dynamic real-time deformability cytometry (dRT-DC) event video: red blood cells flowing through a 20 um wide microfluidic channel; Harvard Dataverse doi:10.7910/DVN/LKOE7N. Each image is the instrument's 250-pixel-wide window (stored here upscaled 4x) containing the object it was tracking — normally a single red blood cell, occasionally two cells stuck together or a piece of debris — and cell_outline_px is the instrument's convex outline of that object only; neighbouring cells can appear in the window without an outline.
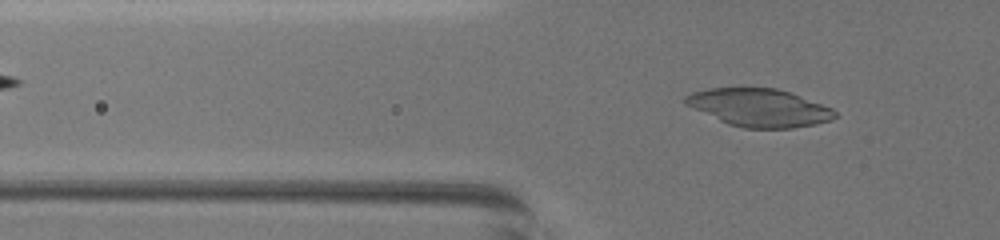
{"species": "common noctule bat (a hibernating species)", "species_latin": "Nyctalus noctula", "temperature_condition": "warm", "stored_images_in_passage": 51, "camera_frame_rate_fps": 3000, "um_per_image_px": 0.085, "animal": {"sex": "female", "body_mass_g": 19.5, "forearm_length_mm": 54.1}, "frame": {"image": 1, "passage_image": 22, "time_ms": 7.0, "image_size_px": [1000, 240], "cell_outline_px": [[840, 116], [832, 120], [816, 124], [792, 128], [744, 128], [728, 124], [692, 108], [684, 104], [684, 96], [692, 92], [708, 88], [776, 88], [800, 96], [832, 108]], "centroid_in_image_um": [64.53, 9.16], "position_along_channel_um": 61.3, "area_um2": 32.95}}
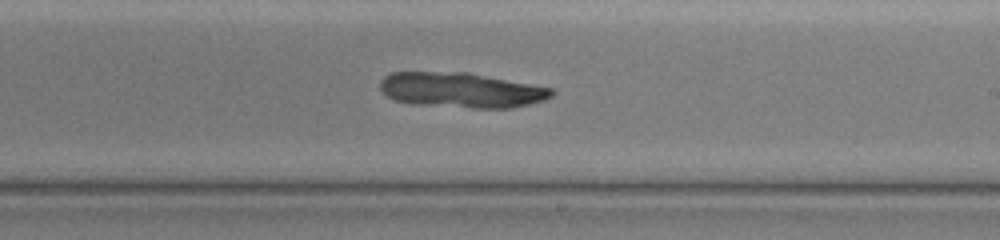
{"frame": {"image": 2, "passage_image": 38, "time_ms": 12.333, "image_size_px": [1000, 240], "cell_outline_px": [[556, 92], [552, 96], [544, 100], [512, 108], [472, 108], [412, 104], [392, 100], [380, 88], [380, 80], [384, 76], [392, 72], [468, 72], [552, 88]], "centroid_in_image_um": [39.19, 7.66], "position_along_channel_um": 249.8, "area_um2": 35.26}}
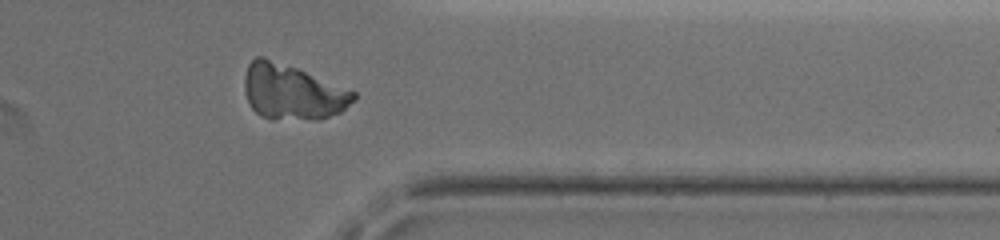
{"frame": {"image": 3, "passage_image": 49, "time_ms": 16.0, "image_size_px": [1000, 240], "cell_outline_px": [[356, 100], [340, 112], [320, 120], [272, 120], [260, 116], [252, 108], [248, 100], [244, 88], [244, 76], [248, 64], [256, 56], [264, 56], [296, 68], [356, 92]], "centroid_in_image_um": [24.83, 7.85], "position_along_channel_um": 386.6, "area_um2": 35.32}}